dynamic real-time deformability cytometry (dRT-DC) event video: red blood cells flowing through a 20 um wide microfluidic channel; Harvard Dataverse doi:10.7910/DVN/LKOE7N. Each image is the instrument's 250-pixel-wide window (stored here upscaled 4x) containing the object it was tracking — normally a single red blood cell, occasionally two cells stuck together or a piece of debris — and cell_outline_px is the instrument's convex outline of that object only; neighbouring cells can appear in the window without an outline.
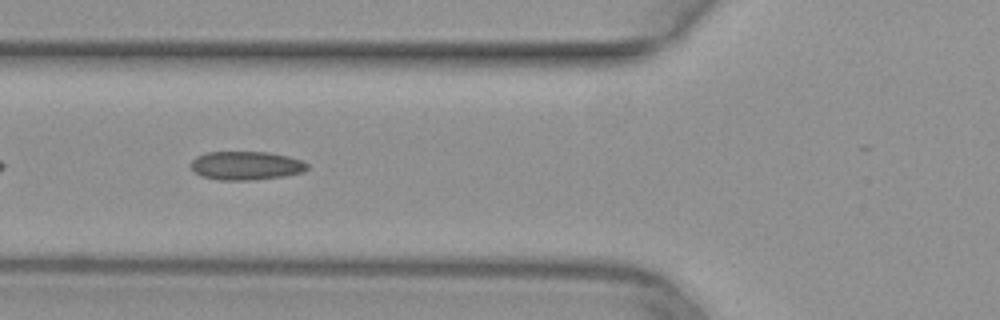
{"species": "common noctule bat (a hibernating species)", "species_latin": "Nyctalus noctula", "temperature_condition": "warm", "stored_images_in_passage": 15, "camera_frame_rate_fps": 3000, "um_per_image_px": 0.085, "animal": {"sex": "female", "body_mass_g": 29.2, "forearm_length_mm": 56.3}, "frame": {"image": 1, "passage_image": 7, "time_ms": 2.0, "image_size_px": [1000, 320], "cell_outline_px": [[308, 168], [304, 172], [284, 176], [248, 180], [220, 180], [200, 176], [192, 168], [192, 160], [196, 156], [208, 152], [268, 152], [288, 156], [304, 160], [308, 164]], "centroid_in_image_um": [20.95, 14.07], "position_along_channel_um": 104.8, "area_um2": 19.42}}
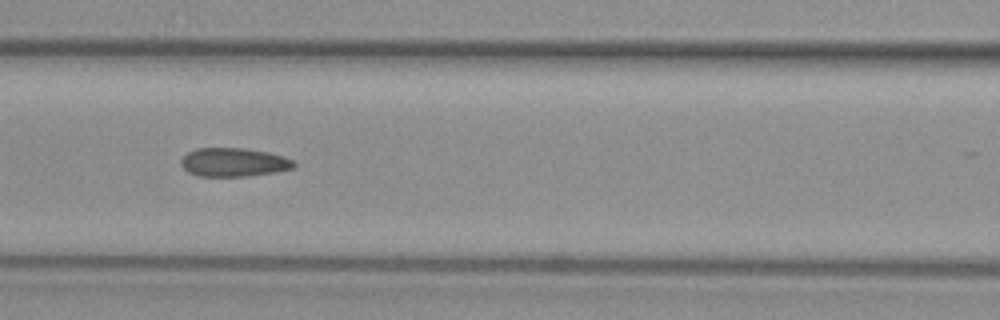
{"frame": {"image": 2, "passage_image": 10, "time_ms": 3.0, "image_size_px": [1000, 320], "cell_outline_px": [[296, 164], [292, 168], [276, 172], [248, 176], [200, 176], [188, 172], [180, 164], [180, 160], [188, 152], [196, 148], [244, 148], [268, 152], [284, 156], [292, 160]], "centroid_in_image_um": [19.86, 13.79], "position_along_channel_um": 146.7, "area_um2": 18.84}}